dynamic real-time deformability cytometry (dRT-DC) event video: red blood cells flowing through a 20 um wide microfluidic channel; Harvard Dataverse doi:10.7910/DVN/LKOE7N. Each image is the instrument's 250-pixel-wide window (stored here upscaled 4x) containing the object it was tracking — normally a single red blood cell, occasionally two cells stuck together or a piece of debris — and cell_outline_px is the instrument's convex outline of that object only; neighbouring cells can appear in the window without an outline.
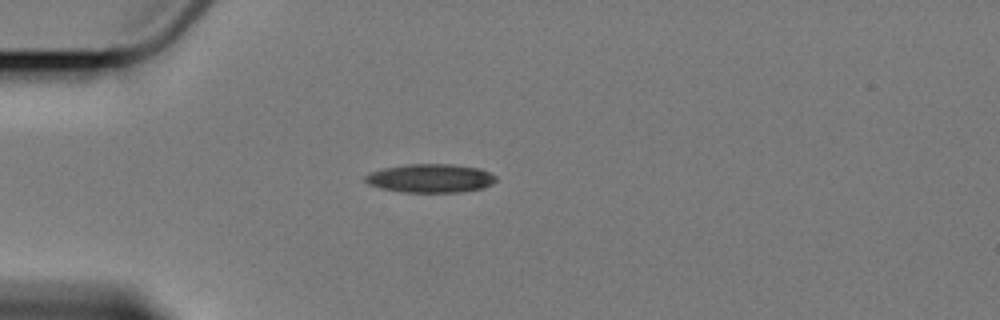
{"species": "Egyptian fruit bat (a non-hibernating species)", "species_latin": "Rousettus aegyptiacus", "temperature_condition": "cold", "stored_images_in_passage": 8, "camera_frame_rate_fps": 3000, "um_per_image_px": 0.085, "animal": {"sex": "female"}, "frame": {"image": 1, "passage_image": 1, "time_ms": 0.0, "image_size_px": [1000, 320], "cell_outline_px": [[496, 180], [492, 184], [484, 188], [460, 192], [404, 192], [380, 188], [368, 184], [364, 180], [364, 176], [368, 172], [384, 168], [408, 164], [452, 164], [480, 168], [496, 176]], "centroid_in_image_um": [36.57, 15.15], "position_along_channel_um": 48.4, "area_um2": 21.91}}
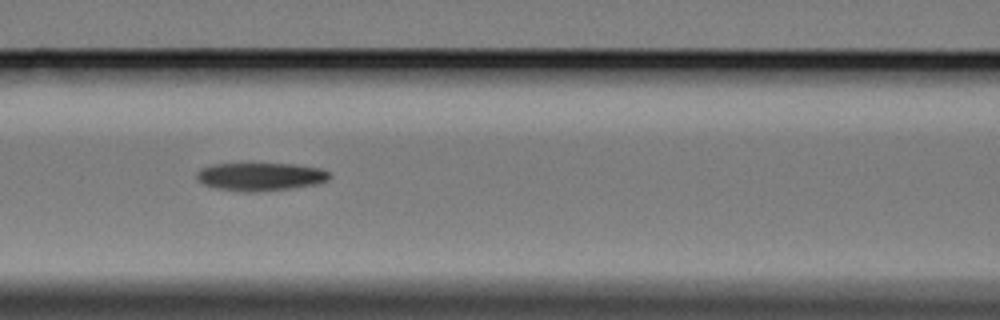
{"frame": {"image": 2, "passage_image": 4, "time_ms": 3.333, "image_size_px": [1000, 320], "cell_outline_px": [[332, 176], [328, 180], [316, 184], [292, 188], [256, 192], [244, 192], [216, 188], [204, 184], [196, 176], [196, 172], [200, 168], [212, 164], [296, 164], [320, 168], [328, 172]], "centroid_in_image_um": [22.15, 15.01], "position_along_channel_um": 144.5, "area_um2": 21.73}}
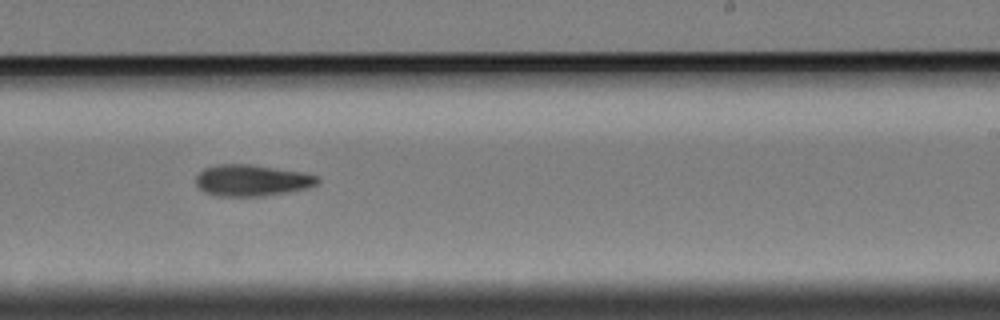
{"frame": {"image": 3, "passage_image": 7, "time_ms": 7.0, "image_size_px": [1000, 320], "cell_outline_px": [[320, 180], [316, 184], [308, 188], [288, 192], [264, 196], [216, 196], [204, 192], [196, 184], [196, 176], [204, 168], [220, 164], [248, 164], [304, 172], [316, 176]], "centroid_in_image_um": [21.4, 15.34], "position_along_channel_um": 267.6, "area_um2": 22.25}}